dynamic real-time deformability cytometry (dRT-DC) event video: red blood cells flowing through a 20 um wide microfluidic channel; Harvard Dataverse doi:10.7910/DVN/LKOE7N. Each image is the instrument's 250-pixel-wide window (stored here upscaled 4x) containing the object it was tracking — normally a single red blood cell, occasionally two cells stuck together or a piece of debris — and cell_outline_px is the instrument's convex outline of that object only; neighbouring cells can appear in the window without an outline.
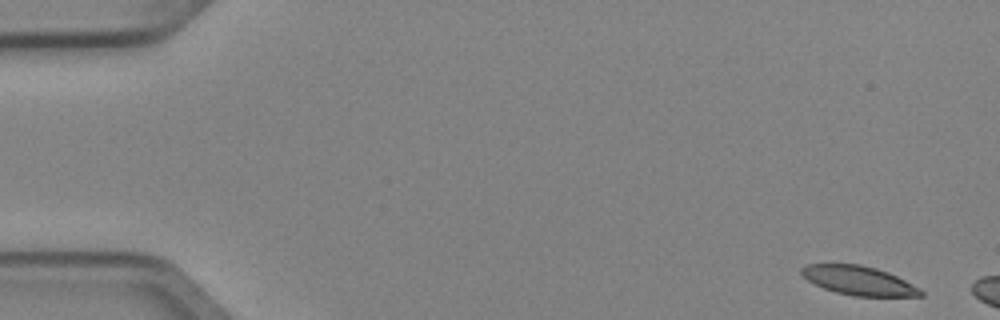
{"species": "Egyptian fruit bat (a non-hibernating species)", "species_latin": "Rousettus aegyptiacus", "temperature_condition": "cold", "stored_images_in_passage": 3, "camera_frame_rate_fps": 3000, "um_per_image_px": 0.085, "animal": {"sex": "female"}, "frame": {"image": 1, "passage_image": 1, "time_ms": 0.0, "image_size_px": [1000, 320], "cell_outline_px": [[924, 296], [852, 296], [836, 292], [824, 288], [808, 280], [800, 272], [800, 268], [804, 264], [860, 264], [876, 268], [888, 272], [920, 288], [924, 292]], "centroid_in_image_um": [72.99, 23.84], "position_along_channel_um": 12.0, "area_um2": 20.11}}